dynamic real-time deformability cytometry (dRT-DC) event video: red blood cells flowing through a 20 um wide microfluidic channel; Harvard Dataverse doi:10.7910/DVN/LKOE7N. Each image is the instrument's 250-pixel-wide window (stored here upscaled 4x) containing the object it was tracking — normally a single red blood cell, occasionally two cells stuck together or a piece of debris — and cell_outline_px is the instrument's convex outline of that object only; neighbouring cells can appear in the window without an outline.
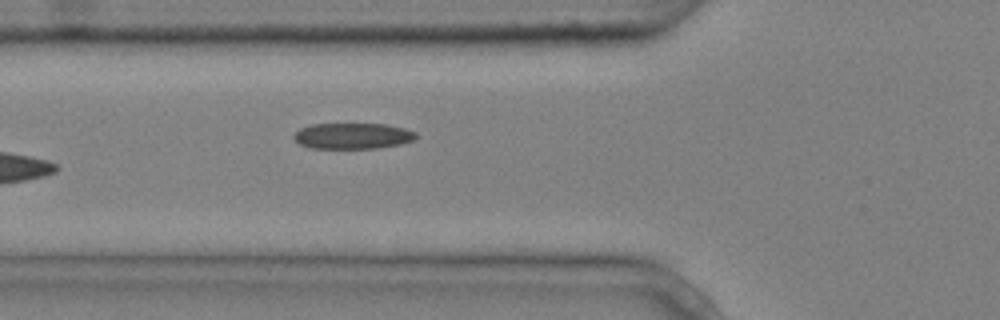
{"species": "common noctule bat (a hibernating species)", "species_latin": "Nyctalus noctula", "temperature_condition": "cold", "stored_images_in_passage": 6, "camera_frame_rate_fps": 3000, "um_per_image_px": 0.085, "animal": {"sex": "male", "body_mass_g": 20.4}, "frame": {"image": 1, "passage_image": 6, "time_ms": 1.667, "image_size_px": [1000, 320], "cell_outline_px": [[416, 136], [412, 140], [400, 144], [376, 148], [308, 148], [300, 144], [292, 136], [300, 128], [312, 124], [388, 124], [404, 128], [416, 132]], "centroid_in_image_um": [29.96, 11.55], "position_along_channel_um": 95.8, "area_um2": 18.38}}